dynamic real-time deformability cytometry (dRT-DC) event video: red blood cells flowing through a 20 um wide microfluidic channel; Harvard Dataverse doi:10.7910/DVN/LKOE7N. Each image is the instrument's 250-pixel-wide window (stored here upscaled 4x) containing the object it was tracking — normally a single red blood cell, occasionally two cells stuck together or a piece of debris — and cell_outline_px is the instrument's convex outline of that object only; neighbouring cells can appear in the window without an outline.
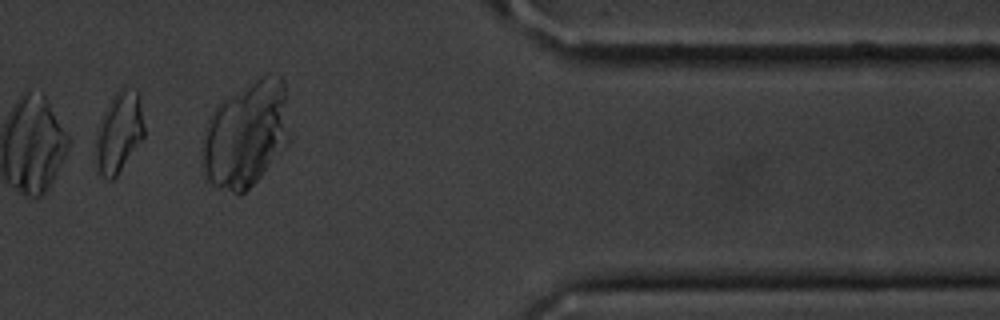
{"species": "common noctule bat (a hibernating species)", "species_latin": "Nyctalus noctula", "temperature_condition": "cold", "stored_images_in_passage": 14, "camera_frame_rate_fps": 3000, "um_per_image_px": 0.085, "animal": {"sex": "male", "body_mass_g": 20.1, "forearm_length_mm": 53.5}, "frame": {"image": 1, "passage_image": 12, "time_ms": 13.667, "image_size_px": [1000, 320], "cell_outline_px": [[144, 136], [116, 176], [112, 180], [108, 180], [96, 176], [92, 156], [96, 132], [100, 120], [112, 96], [120, 88], [124, 88], [140, 92], [144, 124]], "centroid_in_image_um": [10.04, 11.32], "position_along_channel_um": 401.4, "area_um2": 23.58}, "authors_computed_cell_mechanics": {"area_um2": 19.6809, "velocity_mm_per_s": 3.5955, "shape_relaxation_time_tau1_ms": 2.6776, "shape_relaxation_time_tau2_ms": null, "deformation_change_tau1": 0.2584, "deformation_change_tau2": null}}